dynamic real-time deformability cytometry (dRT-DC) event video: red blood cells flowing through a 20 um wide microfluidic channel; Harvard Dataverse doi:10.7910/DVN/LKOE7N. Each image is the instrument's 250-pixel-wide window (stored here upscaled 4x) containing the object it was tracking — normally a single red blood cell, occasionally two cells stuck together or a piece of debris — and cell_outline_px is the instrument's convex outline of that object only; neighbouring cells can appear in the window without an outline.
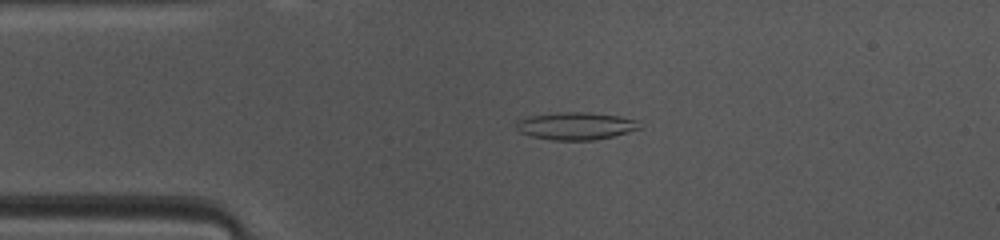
{"species": "common noctule bat (a hibernating species)", "species_latin": "Nyctalus noctula", "temperature_condition": "warm", "stored_images_in_passage": 39, "camera_frame_rate_fps": 3000, "um_per_image_px": 0.085, "animal": {"sex": "female", "body_mass_g": 10.0, "forearm_length_mm": 53.1}, "frame": {"image": 1, "passage_image": 1, "time_ms": 0.0, "image_size_px": [1000, 240], "cell_outline_px": [[640, 128], [616, 136], [596, 140], [552, 140], [532, 136], [520, 132], [516, 128], [516, 120], [528, 116], [560, 112], [588, 112], [620, 116], [640, 120]], "centroid_in_image_um": [48.97, 10.7], "position_along_channel_um": 36.0, "area_um2": 20.0}}
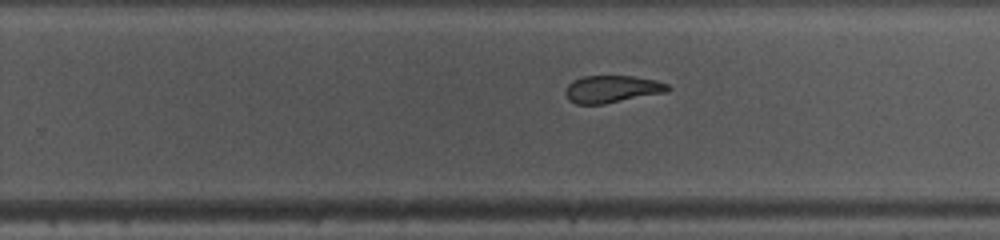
{"frame": {"image": 2, "passage_image": 20, "time_ms": 6.333, "image_size_px": [1000, 240], "cell_outline_px": [[672, 88], [668, 92], [604, 104], [576, 104], [568, 100], [564, 92], [568, 84], [572, 80], [584, 76], [632, 76], [656, 80], [668, 84]], "centroid_in_image_um": [52.02, 7.57], "position_along_channel_um": 277.8, "area_um2": 16.47}}
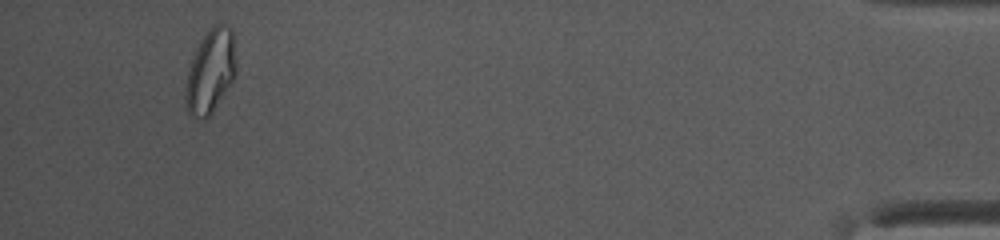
{"frame": {"image": 3, "passage_image": 36, "time_ms": 11.667, "image_size_px": [1000, 240], "cell_outline_px": [[236, 72], [232, 80], [212, 112], [204, 120], [200, 120], [188, 112], [184, 100], [184, 88], [188, 72], [196, 48], [208, 28], [212, 24], [228, 24], [232, 28], [236, 68]], "centroid_in_image_um": [17.87, 6.04], "position_along_channel_um": 417.3, "area_um2": 24.62}, "authors_computed_cell_mechanics": {"area_um2": 17.4556, "velocity_mm_per_s": 4.0974, "shape_relaxation_time_tau1_ms": null, "shape_relaxation_time_tau2_ms": 4.0465, "deformation_change_tau1": null, "deformation_change_tau2": 0.1219}}